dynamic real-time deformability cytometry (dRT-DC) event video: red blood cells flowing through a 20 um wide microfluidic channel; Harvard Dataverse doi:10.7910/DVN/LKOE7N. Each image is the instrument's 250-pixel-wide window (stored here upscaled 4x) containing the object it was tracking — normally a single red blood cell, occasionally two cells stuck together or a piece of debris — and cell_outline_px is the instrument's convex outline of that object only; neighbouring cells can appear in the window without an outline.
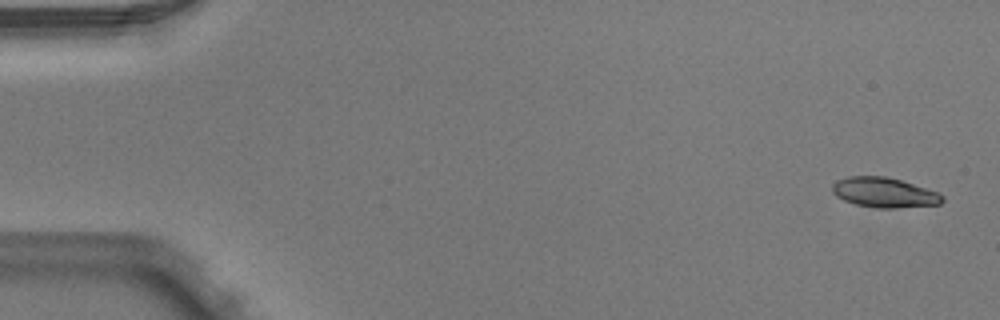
{"species": "Egyptian fruit bat (a non-hibernating species)", "species_latin": "Rousettus aegyptiacus", "temperature_condition": "warm", "stored_images_in_passage": 5, "segment_of_instrument_passage": [2, 2], "camera_frame_rate_fps": 3000, "um_per_image_px": 0.085, "animal": {"sex": "male"}, "frame": {"image": 1, "passage_image": 5, "time_ms": 1.333, "image_size_px": [1000, 320], "cell_outline_px": [[944, 200], [940, 204], [896, 208], [876, 208], [856, 204], [844, 200], [836, 196], [832, 192], [832, 184], [836, 180], [848, 176], [888, 176], [936, 192], [944, 196]], "centroid_in_image_um": [75.12, 16.36], "position_along_channel_um": 9.9, "area_um2": 19.13}}